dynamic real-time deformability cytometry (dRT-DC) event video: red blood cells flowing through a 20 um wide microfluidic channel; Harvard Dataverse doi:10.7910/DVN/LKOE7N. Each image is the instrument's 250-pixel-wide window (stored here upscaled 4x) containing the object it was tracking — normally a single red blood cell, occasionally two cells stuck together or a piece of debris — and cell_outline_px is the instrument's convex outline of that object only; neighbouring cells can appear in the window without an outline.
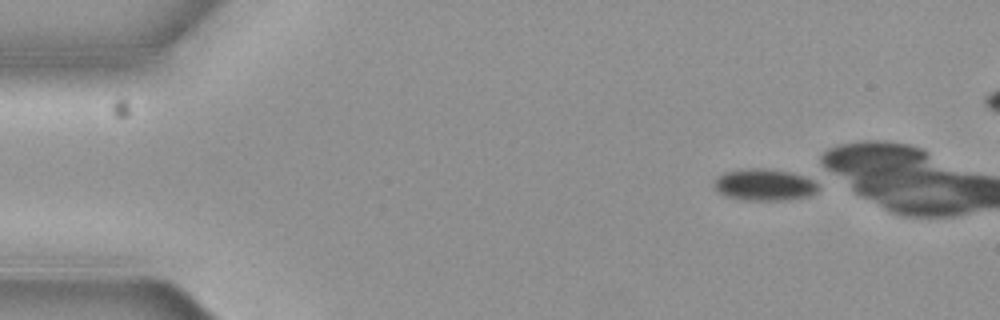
{"species": "common noctule bat (a hibernating species)", "species_latin": "Nyctalus noctula", "temperature_condition": "cold", "stored_images_in_passage": 5, "camera_frame_rate_fps": 3000, "um_per_image_px": 0.085, "animal": {"sex": "female", "body_mass_g": 19.3, "forearm_length_mm": 54.1}, "frame": {"image": 1, "passage_image": 1, "time_ms": 0.0, "image_size_px": [1000, 320], "cell_outline_px": [[820, 188], [816, 192], [808, 196], [780, 200], [752, 200], [732, 196], [720, 192], [716, 188], [716, 176], [724, 172], [740, 168], [764, 168], [792, 172], [804, 176], [812, 180]], "centroid_in_image_um": [65.0, 15.67], "position_along_channel_um": 20.0, "area_um2": 18.9}}